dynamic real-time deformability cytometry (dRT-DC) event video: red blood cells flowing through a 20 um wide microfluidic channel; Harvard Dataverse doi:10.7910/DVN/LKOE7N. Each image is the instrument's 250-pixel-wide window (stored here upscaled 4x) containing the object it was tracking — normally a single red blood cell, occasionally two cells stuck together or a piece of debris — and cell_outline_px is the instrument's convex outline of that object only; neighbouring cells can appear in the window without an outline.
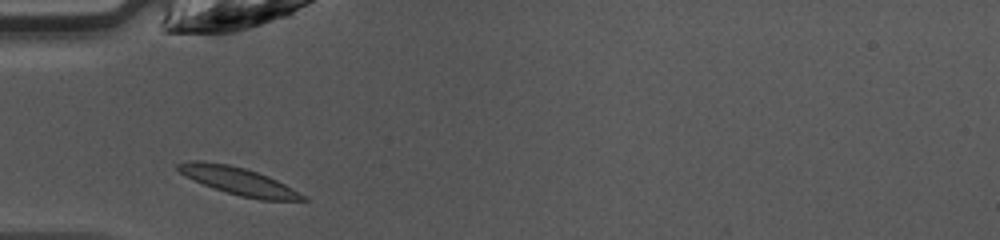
{"species": "common noctule bat (a hibernating species)", "species_latin": "Nyctalus noctula", "temperature_condition": "warm", "stored_images_in_passage": 28, "camera_frame_rate_fps": 3000, "um_per_image_px": 0.085, "animal": {"sex": "female", "body_mass_g": 10.0, "forearm_length_mm": 53.1}, "frame": {"image": 1, "passage_image": 1, "time_ms": 0.0, "image_size_px": [1000, 240], "cell_outline_px": [[308, 200], [260, 200], [240, 196], [204, 184], [184, 176], [176, 168], [176, 164], [188, 160], [200, 160], [228, 164], [244, 168], [268, 176], [292, 188], [304, 196]], "centroid_in_image_um": [20.21, 15.37], "position_along_channel_um": 64.8, "area_um2": 19.71}}
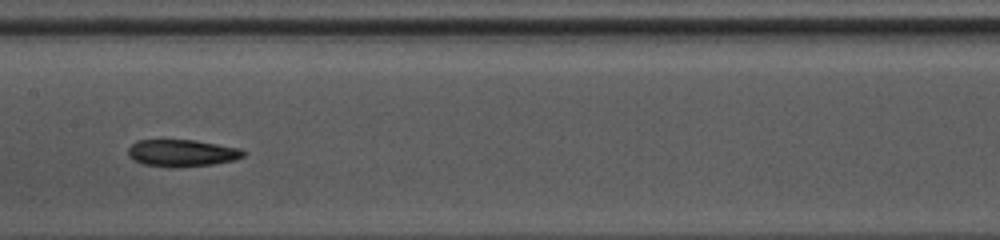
{"frame": {"image": 2, "passage_image": 10, "time_ms": 3.0, "image_size_px": [1000, 240], "cell_outline_px": [[248, 152], [244, 156], [232, 160], [212, 164], [176, 168], [144, 164], [128, 156], [128, 148], [136, 140], [196, 140], [240, 148]], "centroid_in_image_um": [15.48, 13.0], "position_along_channel_um": 191.9, "area_um2": 18.15}}
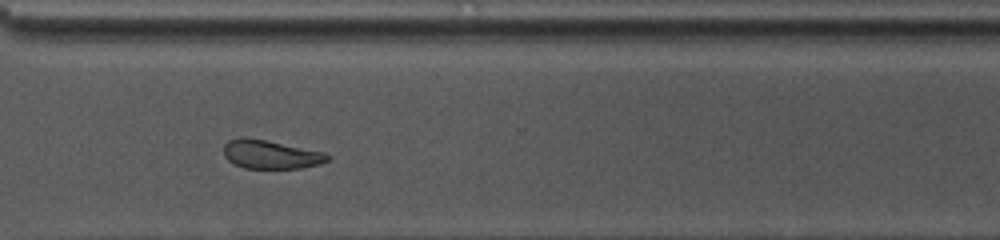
{"frame": {"image": 3, "passage_image": 21, "time_ms": 6.667, "image_size_px": [1000, 240], "cell_outline_px": [[332, 160], [320, 164], [300, 168], [244, 168], [232, 164], [224, 156], [224, 144], [228, 140], [240, 136], [244, 136], [324, 152], [332, 156]], "centroid_in_image_um": [23.0, 13.13], "position_along_channel_um": 347.6, "area_um2": 17.51}, "authors_computed_cell_mechanics": {"area_um2": 18.1203, "velocity_mm_per_s": 4.255, "shape_relaxation_time_tau1_ms": 6.5085, "shape_relaxation_time_tau2_ms": null, "deformation_change_tau1": 0.157, "deformation_change_tau2": null}}